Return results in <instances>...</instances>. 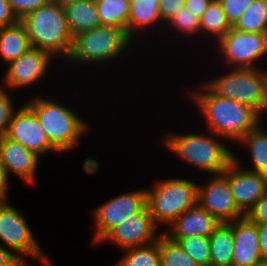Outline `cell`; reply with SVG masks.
Segmentation results:
<instances>
[{
  "mask_svg": "<svg viewBox=\"0 0 267 266\" xmlns=\"http://www.w3.org/2000/svg\"><path fill=\"white\" fill-rule=\"evenodd\" d=\"M266 111H267V101H266V106H265L264 112L266 113Z\"/></svg>",
  "mask_w": 267,
  "mask_h": 266,
  "instance_id": "cell-44",
  "label": "cell"
},
{
  "mask_svg": "<svg viewBox=\"0 0 267 266\" xmlns=\"http://www.w3.org/2000/svg\"><path fill=\"white\" fill-rule=\"evenodd\" d=\"M100 25L127 28L130 0H94Z\"/></svg>",
  "mask_w": 267,
  "mask_h": 266,
  "instance_id": "cell-23",
  "label": "cell"
},
{
  "mask_svg": "<svg viewBox=\"0 0 267 266\" xmlns=\"http://www.w3.org/2000/svg\"><path fill=\"white\" fill-rule=\"evenodd\" d=\"M124 250L126 254L116 266H161L157 241Z\"/></svg>",
  "mask_w": 267,
  "mask_h": 266,
  "instance_id": "cell-28",
  "label": "cell"
},
{
  "mask_svg": "<svg viewBox=\"0 0 267 266\" xmlns=\"http://www.w3.org/2000/svg\"><path fill=\"white\" fill-rule=\"evenodd\" d=\"M253 266H267V259H261L259 260L255 265Z\"/></svg>",
  "mask_w": 267,
  "mask_h": 266,
  "instance_id": "cell-43",
  "label": "cell"
},
{
  "mask_svg": "<svg viewBox=\"0 0 267 266\" xmlns=\"http://www.w3.org/2000/svg\"><path fill=\"white\" fill-rule=\"evenodd\" d=\"M232 28L242 32L267 33V0H253Z\"/></svg>",
  "mask_w": 267,
  "mask_h": 266,
  "instance_id": "cell-25",
  "label": "cell"
},
{
  "mask_svg": "<svg viewBox=\"0 0 267 266\" xmlns=\"http://www.w3.org/2000/svg\"><path fill=\"white\" fill-rule=\"evenodd\" d=\"M4 90L0 87V137L5 136L8 125L15 114L12 99Z\"/></svg>",
  "mask_w": 267,
  "mask_h": 266,
  "instance_id": "cell-31",
  "label": "cell"
},
{
  "mask_svg": "<svg viewBox=\"0 0 267 266\" xmlns=\"http://www.w3.org/2000/svg\"><path fill=\"white\" fill-rule=\"evenodd\" d=\"M13 13L21 20L26 14L31 11L48 4L52 0H8Z\"/></svg>",
  "mask_w": 267,
  "mask_h": 266,
  "instance_id": "cell-33",
  "label": "cell"
},
{
  "mask_svg": "<svg viewBox=\"0 0 267 266\" xmlns=\"http://www.w3.org/2000/svg\"><path fill=\"white\" fill-rule=\"evenodd\" d=\"M8 176L4 167L0 163V202L7 201Z\"/></svg>",
  "mask_w": 267,
  "mask_h": 266,
  "instance_id": "cell-39",
  "label": "cell"
},
{
  "mask_svg": "<svg viewBox=\"0 0 267 266\" xmlns=\"http://www.w3.org/2000/svg\"><path fill=\"white\" fill-rule=\"evenodd\" d=\"M156 228L157 225L146 206L141 212L114 227L101 242L115 243L123 251L128 248L149 245L157 241V237H159V235H155Z\"/></svg>",
  "mask_w": 267,
  "mask_h": 266,
  "instance_id": "cell-14",
  "label": "cell"
},
{
  "mask_svg": "<svg viewBox=\"0 0 267 266\" xmlns=\"http://www.w3.org/2000/svg\"><path fill=\"white\" fill-rule=\"evenodd\" d=\"M204 186L198 184L197 203L219 222L230 223L245 216L237 208L227 178L222 173L214 174Z\"/></svg>",
  "mask_w": 267,
  "mask_h": 266,
  "instance_id": "cell-13",
  "label": "cell"
},
{
  "mask_svg": "<svg viewBox=\"0 0 267 266\" xmlns=\"http://www.w3.org/2000/svg\"><path fill=\"white\" fill-rule=\"evenodd\" d=\"M39 156L9 138L0 137V163L7 176L14 173L28 184H35Z\"/></svg>",
  "mask_w": 267,
  "mask_h": 266,
  "instance_id": "cell-16",
  "label": "cell"
},
{
  "mask_svg": "<svg viewBox=\"0 0 267 266\" xmlns=\"http://www.w3.org/2000/svg\"><path fill=\"white\" fill-rule=\"evenodd\" d=\"M5 137L21 144L38 156L58 152L51 144L34 111L27 105L20 107L12 117Z\"/></svg>",
  "mask_w": 267,
  "mask_h": 266,
  "instance_id": "cell-12",
  "label": "cell"
},
{
  "mask_svg": "<svg viewBox=\"0 0 267 266\" xmlns=\"http://www.w3.org/2000/svg\"><path fill=\"white\" fill-rule=\"evenodd\" d=\"M198 266H211L209 237L191 236L177 241Z\"/></svg>",
  "mask_w": 267,
  "mask_h": 266,
  "instance_id": "cell-29",
  "label": "cell"
},
{
  "mask_svg": "<svg viewBox=\"0 0 267 266\" xmlns=\"http://www.w3.org/2000/svg\"><path fill=\"white\" fill-rule=\"evenodd\" d=\"M26 104L34 111L50 144L59 153L73 149L88 129V125L73 110L59 103L40 97Z\"/></svg>",
  "mask_w": 267,
  "mask_h": 266,
  "instance_id": "cell-4",
  "label": "cell"
},
{
  "mask_svg": "<svg viewBox=\"0 0 267 266\" xmlns=\"http://www.w3.org/2000/svg\"><path fill=\"white\" fill-rule=\"evenodd\" d=\"M239 142L247 145L251 152L254 167L247 170L267 175V131L258 125Z\"/></svg>",
  "mask_w": 267,
  "mask_h": 266,
  "instance_id": "cell-24",
  "label": "cell"
},
{
  "mask_svg": "<svg viewBox=\"0 0 267 266\" xmlns=\"http://www.w3.org/2000/svg\"><path fill=\"white\" fill-rule=\"evenodd\" d=\"M52 58L54 57L49 52L32 47L16 60L8 63L4 79L6 86L17 89L39 81L47 74V67Z\"/></svg>",
  "mask_w": 267,
  "mask_h": 266,
  "instance_id": "cell-15",
  "label": "cell"
},
{
  "mask_svg": "<svg viewBox=\"0 0 267 266\" xmlns=\"http://www.w3.org/2000/svg\"><path fill=\"white\" fill-rule=\"evenodd\" d=\"M32 48L25 25L17 23L0 29V56L6 64Z\"/></svg>",
  "mask_w": 267,
  "mask_h": 266,
  "instance_id": "cell-19",
  "label": "cell"
},
{
  "mask_svg": "<svg viewBox=\"0 0 267 266\" xmlns=\"http://www.w3.org/2000/svg\"><path fill=\"white\" fill-rule=\"evenodd\" d=\"M63 7L69 30L73 36L100 25L94 0L73 2Z\"/></svg>",
  "mask_w": 267,
  "mask_h": 266,
  "instance_id": "cell-20",
  "label": "cell"
},
{
  "mask_svg": "<svg viewBox=\"0 0 267 266\" xmlns=\"http://www.w3.org/2000/svg\"><path fill=\"white\" fill-rule=\"evenodd\" d=\"M20 21L25 25L33 48L45 50L53 57H69L73 35L69 30L63 6L51 1L29 12Z\"/></svg>",
  "mask_w": 267,
  "mask_h": 266,
  "instance_id": "cell-2",
  "label": "cell"
},
{
  "mask_svg": "<svg viewBox=\"0 0 267 266\" xmlns=\"http://www.w3.org/2000/svg\"><path fill=\"white\" fill-rule=\"evenodd\" d=\"M239 168V160L234 155V160L222 174L227 178L237 208L246 215L267 191V175Z\"/></svg>",
  "mask_w": 267,
  "mask_h": 266,
  "instance_id": "cell-11",
  "label": "cell"
},
{
  "mask_svg": "<svg viewBox=\"0 0 267 266\" xmlns=\"http://www.w3.org/2000/svg\"><path fill=\"white\" fill-rule=\"evenodd\" d=\"M146 206V189L122 194L99 206L93 212L96 229L92 241L100 243L114 227L141 212Z\"/></svg>",
  "mask_w": 267,
  "mask_h": 266,
  "instance_id": "cell-10",
  "label": "cell"
},
{
  "mask_svg": "<svg viewBox=\"0 0 267 266\" xmlns=\"http://www.w3.org/2000/svg\"><path fill=\"white\" fill-rule=\"evenodd\" d=\"M245 216L257 225L267 224V191L256 201Z\"/></svg>",
  "mask_w": 267,
  "mask_h": 266,
  "instance_id": "cell-34",
  "label": "cell"
},
{
  "mask_svg": "<svg viewBox=\"0 0 267 266\" xmlns=\"http://www.w3.org/2000/svg\"><path fill=\"white\" fill-rule=\"evenodd\" d=\"M203 84L214 95L244 103L263 115L267 101V71L264 69L231 68L229 73Z\"/></svg>",
  "mask_w": 267,
  "mask_h": 266,
  "instance_id": "cell-5",
  "label": "cell"
},
{
  "mask_svg": "<svg viewBox=\"0 0 267 266\" xmlns=\"http://www.w3.org/2000/svg\"><path fill=\"white\" fill-rule=\"evenodd\" d=\"M258 235L262 258L267 259V224L258 225Z\"/></svg>",
  "mask_w": 267,
  "mask_h": 266,
  "instance_id": "cell-38",
  "label": "cell"
},
{
  "mask_svg": "<svg viewBox=\"0 0 267 266\" xmlns=\"http://www.w3.org/2000/svg\"><path fill=\"white\" fill-rule=\"evenodd\" d=\"M10 250L11 249H7L6 246L0 245V266L7 264L15 257V253Z\"/></svg>",
  "mask_w": 267,
  "mask_h": 266,
  "instance_id": "cell-40",
  "label": "cell"
},
{
  "mask_svg": "<svg viewBox=\"0 0 267 266\" xmlns=\"http://www.w3.org/2000/svg\"><path fill=\"white\" fill-rule=\"evenodd\" d=\"M3 266H27V262L25 257H22V255H15L11 261Z\"/></svg>",
  "mask_w": 267,
  "mask_h": 266,
  "instance_id": "cell-41",
  "label": "cell"
},
{
  "mask_svg": "<svg viewBox=\"0 0 267 266\" xmlns=\"http://www.w3.org/2000/svg\"><path fill=\"white\" fill-rule=\"evenodd\" d=\"M147 206L153 221L170 225L178 216L197 204L198 184L186 179H168L146 189Z\"/></svg>",
  "mask_w": 267,
  "mask_h": 266,
  "instance_id": "cell-7",
  "label": "cell"
},
{
  "mask_svg": "<svg viewBox=\"0 0 267 266\" xmlns=\"http://www.w3.org/2000/svg\"><path fill=\"white\" fill-rule=\"evenodd\" d=\"M158 3L159 0H130V14L126 31L131 38L137 30L162 22Z\"/></svg>",
  "mask_w": 267,
  "mask_h": 266,
  "instance_id": "cell-22",
  "label": "cell"
},
{
  "mask_svg": "<svg viewBox=\"0 0 267 266\" xmlns=\"http://www.w3.org/2000/svg\"><path fill=\"white\" fill-rule=\"evenodd\" d=\"M132 38L126 29L99 25L73 36V45L67 61L76 64H96L117 58Z\"/></svg>",
  "mask_w": 267,
  "mask_h": 266,
  "instance_id": "cell-6",
  "label": "cell"
},
{
  "mask_svg": "<svg viewBox=\"0 0 267 266\" xmlns=\"http://www.w3.org/2000/svg\"><path fill=\"white\" fill-rule=\"evenodd\" d=\"M158 248L161 266H198L182 249L178 242L169 239L163 233L159 235Z\"/></svg>",
  "mask_w": 267,
  "mask_h": 266,
  "instance_id": "cell-27",
  "label": "cell"
},
{
  "mask_svg": "<svg viewBox=\"0 0 267 266\" xmlns=\"http://www.w3.org/2000/svg\"><path fill=\"white\" fill-rule=\"evenodd\" d=\"M158 5L162 23H166L185 7V0H159Z\"/></svg>",
  "mask_w": 267,
  "mask_h": 266,
  "instance_id": "cell-35",
  "label": "cell"
},
{
  "mask_svg": "<svg viewBox=\"0 0 267 266\" xmlns=\"http://www.w3.org/2000/svg\"><path fill=\"white\" fill-rule=\"evenodd\" d=\"M218 42L227 64L234 65L233 68H256V61L267 54V33L242 32L231 28Z\"/></svg>",
  "mask_w": 267,
  "mask_h": 266,
  "instance_id": "cell-9",
  "label": "cell"
},
{
  "mask_svg": "<svg viewBox=\"0 0 267 266\" xmlns=\"http://www.w3.org/2000/svg\"><path fill=\"white\" fill-rule=\"evenodd\" d=\"M218 2L225 12L228 21L233 26L253 0H219Z\"/></svg>",
  "mask_w": 267,
  "mask_h": 266,
  "instance_id": "cell-32",
  "label": "cell"
},
{
  "mask_svg": "<svg viewBox=\"0 0 267 266\" xmlns=\"http://www.w3.org/2000/svg\"><path fill=\"white\" fill-rule=\"evenodd\" d=\"M52 1L57 2L61 6H65L69 3L80 2V1H84V0H52Z\"/></svg>",
  "mask_w": 267,
  "mask_h": 266,
  "instance_id": "cell-42",
  "label": "cell"
},
{
  "mask_svg": "<svg viewBox=\"0 0 267 266\" xmlns=\"http://www.w3.org/2000/svg\"><path fill=\"white\" fill-rule=\"evenodd\" d=\"M167 24H171L175 30L177 29L181 33L189 34H201L199 18L193 15L186 7L182 8L176 15L170 18Z\"/></svg>",
  "mask_w": 267,
  "mask_h": 266,
  "instance_id": "cell-30",
  "label": "cell"
},
{
  "mask_svg": "<svg viewBox=\"0 0 267 266\" xmlns=\"http://www.w3.org/2000/svg\"><path fill=\"white\" fill-rule=\"evenodd\" d=\"M201 34H212L219 40L231 28L232 25L228 21L225 12L223 11L218 1H211L207 10L199 18Z\"/></svg>",
  "mask_w": 267,
  "mask_h": 266,
  "instance_id": "cell-26",
  "label": "cell"
},
{
  "mask_svg": "<svg viewBox=\"0 0 267 266\" xmlns=\"http://www.w3.org/2000/svg\"><path fill=\"white\" fill-rule=\"evenodd\" d=\"M211 266H232L234 232L229 223H221L209 236Z\"/></svg>",
  "mask_w": 267,
  "mask_h": 266,
  "instance_id": "cell-21",
  "label": "cell"
},
{
  "mask_svg": "<svg viewBox=\"0 0 267 266\" xmlns=\"http://www.w3.org/2000/svg\"><path fill=\"white\" fill-rule=\"evenodd\" d=\"M19 19L13 13L8 0H0V29L17 23Z\"/></svg>",
  "mask_w": 267,
  "mask_h": 266,
  "instance_id": "cell-36",
  "label": "cell"
},
{
  "mask_svg": "<svg viewBox=\"0 0 267 266\" xmlns=\"http://www.w3.org/2000/svg\"><path fill=\"white\" fill-rule=\"evenodd\" d=\"M220 224L221 222L197 203L169 225L171 231L165 230L162 233L177 242L191 236L209 237Z\"/></svg>",
  "mask_w": 267,
  "mask_h": 266,
  "instance_id": "cell-17",
  "label": "cell"
},
{
  "mask_svg": "<svg viewBox=\"0 0 267 266\" xmlns=\"http://www.w3.org/2000/svg\"><path fill=\"white\" fill-rule=\"evenodd\" d=\"M201 88L200 92L190 91V94L206 118L209 133H213L215 138L218 135V139L224 137L239 142L259 125L261 115L252 107L216 96L204 84Z\"/></svg>",
  "mask_w": 267,
  "mask_h": 266,
  "instance_id": "cell-1",
  "label": "cell"
},
{
  "mask_svg": "<svg viewBox=\"0 0 267 266\" xmlns=\"http://www.w3.org/2000/svg\"><path fill=\"white\" fill-rule=\"evenodd\" d=\"M210 3L211 0H185V7L193 15L200 18Z\"/></svg>",
  "mask_w": 267,
  "mask_h": 266,
  "instance_id": "cell-37",
  "label": "cell"
},
{
  "mask_svg": "<svg viewBox=\"0 0 267 266\" xmlns=\"http://www.w3.org/2000/svg\"><path fill=\"white\" fill-rule=\"evenodd\" d=\"M0 241L7 245L6 248H11L15 255L32 256L50 266L49 258L44 256L21 211L7 201L0 202Z\"/></svg>",
  "mask_w": 267,
  "mask_h": 266,
  "instance_id": "cell-8",
  "label": "cell"
},
{
  "mask_svg": "<svg viewBox=\"0 0 267 266\" xmlns=\"http://www.w3.org/2000/svg\"><path fill=\"white\" fill-rule=\"evenodd\" d=\"M164 144L190 165L208 172L222 173L234 160L233 152L222 141L203 134H171L164 138Z\"/></svg>",
  "mask_w": 267,
  "mask_h": 266,
  "instance_id": "cell-3",
  "label": "cell"
},
{
  "mask_svg": "<svg viewBox=\"0 0 267 266\" xmlns=\"http://www.w3.org/2000/svg\"><path fill=\"white\" fill-rule=\"evenodd\" d=\"M234 232L232 266H253L262 259L258 225L246 216L229 223Z\"/></svg>",
  "mask_w": 267,
  "mask_h": 266,
  "instance_id": "cell-18",
  "label": "cell"
}]
</instances>
